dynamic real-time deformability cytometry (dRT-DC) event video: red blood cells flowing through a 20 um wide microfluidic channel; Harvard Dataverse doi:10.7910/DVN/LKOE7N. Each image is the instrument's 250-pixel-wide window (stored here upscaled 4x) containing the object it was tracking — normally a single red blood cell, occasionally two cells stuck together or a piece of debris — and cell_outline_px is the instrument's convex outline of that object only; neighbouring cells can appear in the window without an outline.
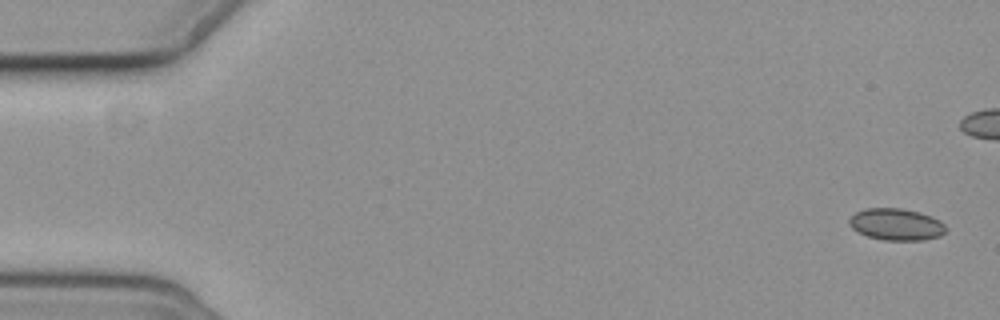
{"species": "common noctule bat (a hibernating species)", "species_latin": "Nyctalus noctula", "temperature_condition": "cold", "stored_images_in_passage": 15, "camera_frame_rate_fps": 3000, "um_per_image_px": 0.085, "animal": {"sex": "female", "body_mass_g": 19.3, "forearm_length_mm": 54.1}, "frame": {"image": 1, "passage_image": 1, "time_ms": 0.0, "image_size_px": [1000, 320], "cell_outline_px": [[948, 228], [940, 236], [924, 240], [884, 240], [868, 236], [852, 228], [848, 220], [856, 212], [864, 208], [900, 208], [920, 212], [932, 216], [940, 220]], "centroid_in_image_um": [76.22, 19.06], "position_along_channel_um": 8.8, "area_um2": 17.92}}